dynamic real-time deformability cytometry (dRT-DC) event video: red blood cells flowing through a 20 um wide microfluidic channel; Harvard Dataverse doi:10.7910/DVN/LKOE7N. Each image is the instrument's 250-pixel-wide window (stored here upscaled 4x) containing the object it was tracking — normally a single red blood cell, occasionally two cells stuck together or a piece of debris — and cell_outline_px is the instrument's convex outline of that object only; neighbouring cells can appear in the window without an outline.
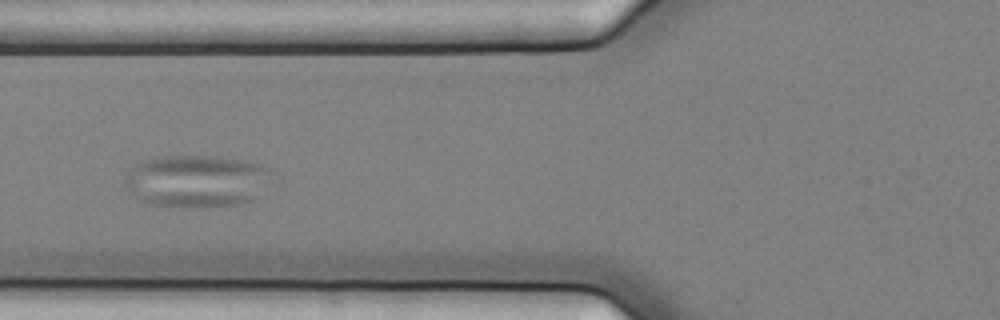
{"species": "common noctule bat (a hibernating species)", "species_latin": "Nyctalus noctula", "temperature_condition": "cold", "stored_images_in_passage": 9, "camera_frame_rate_fps": 3000, "um_per_image_px": 0.085, "animal": {"sex": "female", "body_mass_g": 25.1}, "frame": {"image": 1, "passage_image": 4, "time_ms": 1.0, "image_size_px": [1000, 320], "cell_outline_px": [[268, 172], [252, 200], [240, 204], [196, 208], [184, 208], [156, 204], [140, 200], [124, 184], [124, 180], [128, 172], [136, 164], [144, 160], [156, 156], [208, 156], [240, 160], [260, 164], [268, 168]], "centroid_in_image_um": [16.59, 15.39], "position_along_channel_um": 109.2, "area_um2": 43.75}}